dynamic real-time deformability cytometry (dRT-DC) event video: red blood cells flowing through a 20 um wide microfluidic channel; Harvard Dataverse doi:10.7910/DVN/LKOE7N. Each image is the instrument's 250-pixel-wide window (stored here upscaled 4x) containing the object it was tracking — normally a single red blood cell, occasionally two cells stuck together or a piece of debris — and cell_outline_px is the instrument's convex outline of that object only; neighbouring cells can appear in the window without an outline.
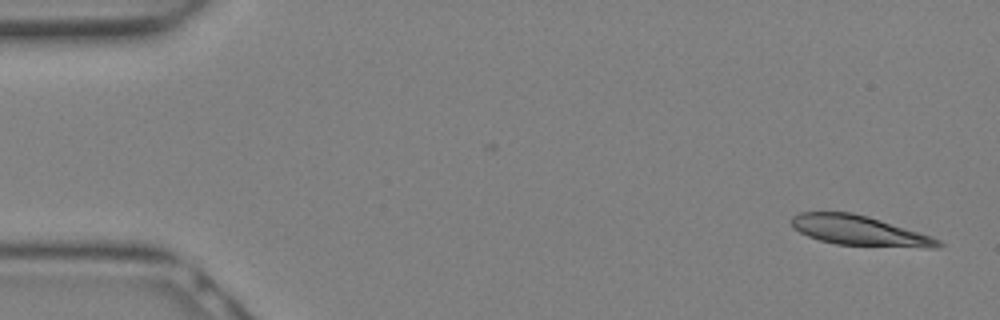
{"species": "Egyptian fruit bat (a non-hibernating species)", "species_latin": "Rousettus aegyptiacus", "temperature_condition": "warm", "stored_images_in_passage": 10, "camera_frame_rate_fps": 3000, "um_per_image_px": 0.085, "animal": {"sex": "female"}, "frame": {"image": 1, "passage_image": 1, "time_ms": 0.0, "image_size_px": [1000, 320], "cell_outline_px": [[944, 244], [936, 248], [928, 248], [836, 244], [820, 240], [808, 236], [800, 232], [792, 224], [792, 216], [800, 212], [852, 212], [868, 216], [940, 240]], "centroid_in_image_um": [73.02, 19.6], "position_along_channel_um": 12.0, "area_um2": 25.03}}
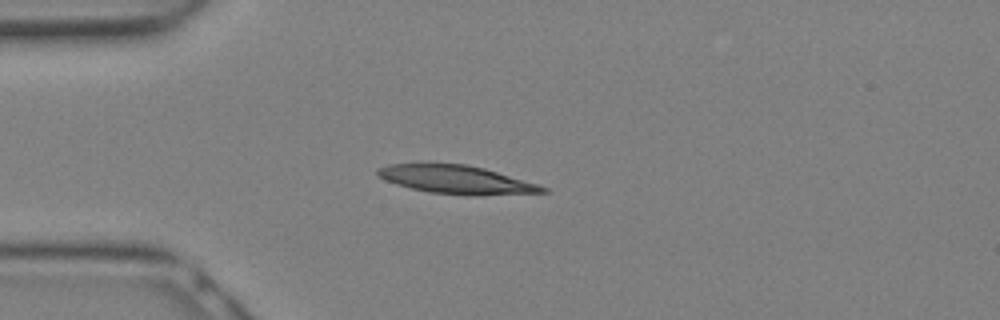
{"frame": {"image": 2, "passage_image": 7, "time_ms": 2.0, "image_size_px": [1000, 320], "cell_outline_px": [[548, 192], [476, 196], [428, 192], [396, 184], [384, 180], [376, 176], [376, 168], [388, 164], [428, 160], [468, 164], [484, 168], [540, 184], [548, 188]], "centroid_in_image_um": [38.71, 15.21], "position_along_channel_um": 46.3, "area_um2": 28.55}}
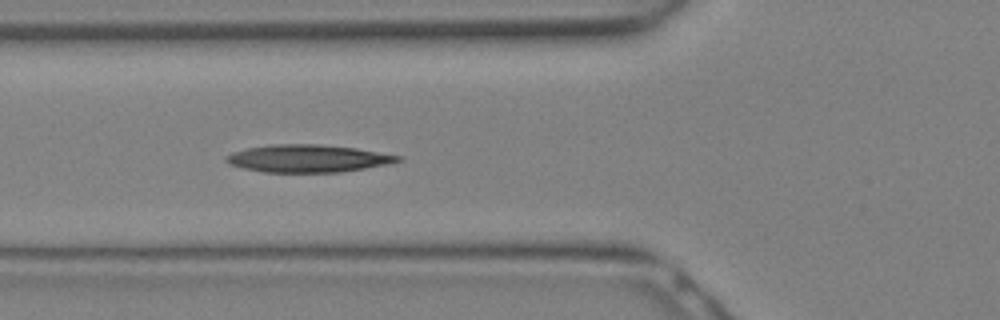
{"frame": {"image": 3, "passage_image": 10, "time_ms": 3.0, "image_size_px": [1000, 320], "cell_outline_px": [[400, 160], [384, 164], [364, 168], [340, 172], [264, 172], [244, 168], [228, 164], [224, 160], [232, 152], [248, 148], [272, 144], [316, 144], [356, 148], [400, 156]], "centroid_in_image_um": [26.1, 13.47], "position_along_channel_um": 99.7, "area_um2": 27.11}}